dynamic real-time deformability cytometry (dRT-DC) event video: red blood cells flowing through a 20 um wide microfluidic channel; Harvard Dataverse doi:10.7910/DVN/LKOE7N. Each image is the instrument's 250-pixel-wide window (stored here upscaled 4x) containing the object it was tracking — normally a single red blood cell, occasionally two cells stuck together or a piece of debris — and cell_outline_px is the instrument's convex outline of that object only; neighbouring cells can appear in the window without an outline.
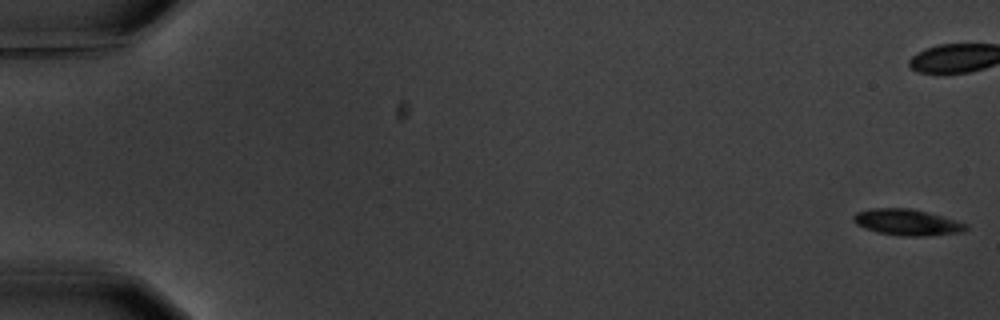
{"species": "common noctule bat (a hibernating species)", "species_latin": "Nyctalus noctula", "temperature_condition": "warm", "stored_images_in_passage": 6, "camera_frame_rate_fps": 3000, "um_per_image_px": 0.085, "animal": {"sex": "male", "body_mass_g": 20.1, "forearm_length_mm": 53.5}, "frame": {"image": 1, "passage_image": 1, "time_ms": 0.0, "image_size_px": [1000, 320], "cell_outline_px": [[968, 228], [964, 232], [924, 236], [900, 236], [876, 232], [864, 228], [856, 224], [852, 220], [852, 216], [856, 212], [872, 208], [912, 208], [928, 212], [956, 220], [968, 224]], "centroid_in_image_um": [77.09, 18.89], "position_along_channel_um": 7.9, "area_um2": 17.4}}
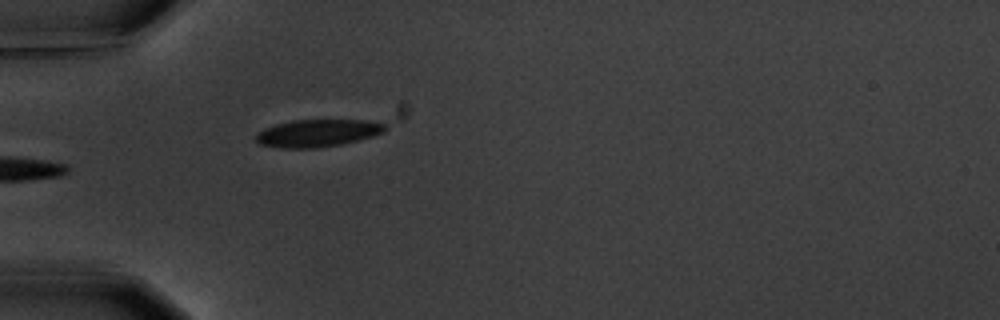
{"frame": {"image": 2, "passage_image": 6, "time_ms": 6.667, "image_size_px": [1000, 320], "cell_outline_px": [[388, 128], [384, 132], [372, 136], [340, 144], [316, 148], [280, 148], [260, 144], [256, 140], [256, 132], [264, 128], [276, 124], [292, 120], [364, 120], [388, 124]], "centroid_in_image_um": [26.99, 11.3], "position_along_channel_um": 58.0, "area_um2": 20.63}}